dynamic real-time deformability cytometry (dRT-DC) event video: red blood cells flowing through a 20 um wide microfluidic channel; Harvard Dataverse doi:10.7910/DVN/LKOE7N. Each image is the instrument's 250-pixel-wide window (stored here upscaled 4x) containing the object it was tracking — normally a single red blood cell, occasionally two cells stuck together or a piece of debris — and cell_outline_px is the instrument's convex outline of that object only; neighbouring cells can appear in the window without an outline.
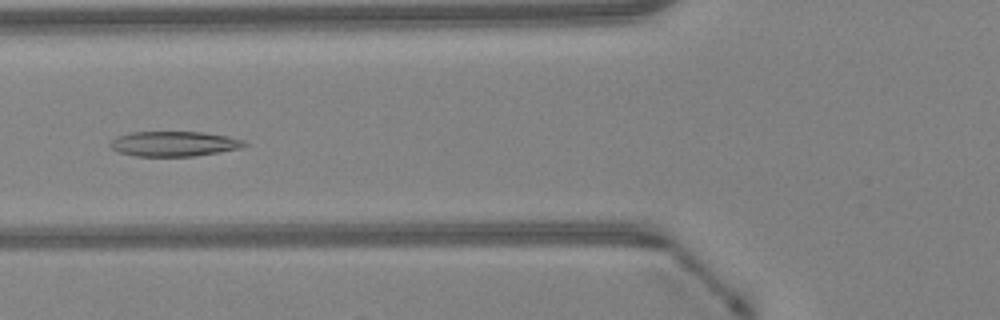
{"species": "Egyptian fruit bat (a non-hibernating species)", "species_latin": "Rousettus aegyptiacus", "temperature_condition": "warm", "stored_images_in_passage": 48, "segment_of_instrument_passage": [1, 2], "camera_frame_rate_fps": 3000, "um_per_image_px": 0.085, "animal": {"sex": "female"}, "frame": {"image": 1, "passage_image": 18, "time_ms": 5.667, "image_size_px": [1000, 320], "cell_outline_px": [[248, 144], [240, 148], [192, 156], [136, 156], [120, 152], [112, 148], [108, 144], [116, 136], [132, 132], [204, 132], [228, 136], [244, 140]], "centroid_in_image_um": [14.78, 12.21], "position_along_channel_um": 111.0, "area_um2": 19.42}}
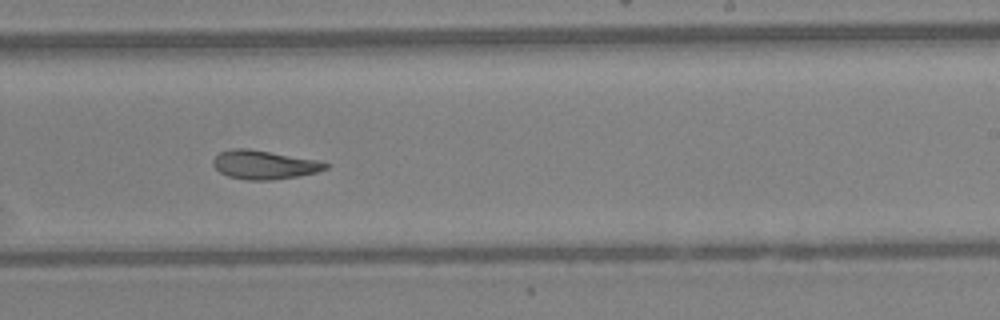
{"frame": {"image": 2, "passage_image": 29, "time_ms": 9.333, "image_size_px": [1000, 320], "cell_outline_px": [[328, 168], [316, 172], [296, 176], [272, 180], [248, 180], [228, 176], [220, 172], [212, 164], [212, 160], [220, 152], [232, 148], [248, 148], [316, 160], [328, 164]], "centroid_in_image_um": [22.41, 14.0], "position_along_channel_um": 266.6, "area_um2": 18.61}}
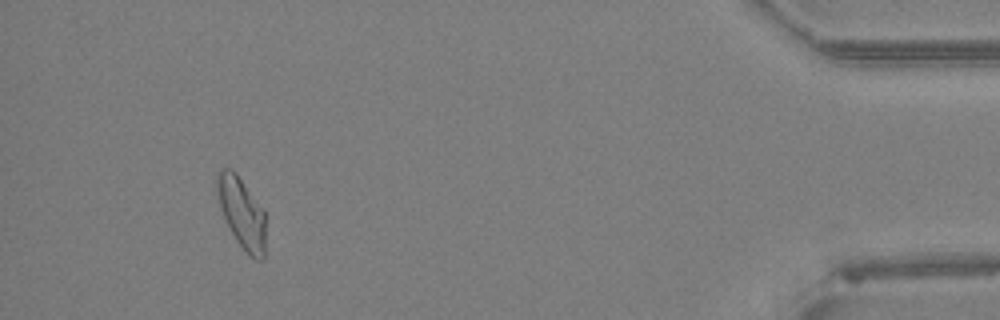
{"frame": {"image": 3, "passage_image": 44, "time_ms": 14.333, "image_size_px": [1000, 320], "cell_outline_px": [[264, 260], [256, 260], [244, 252], [236, 240], [224, 216], [216, 192], [216, 172], [220, 168], [232, 168], [236, 172], [264, 212]], "centroid_in_image_um": [20.52, 18.07], "position_along_channel_um": 414.7, "area_um2": 19.77}}